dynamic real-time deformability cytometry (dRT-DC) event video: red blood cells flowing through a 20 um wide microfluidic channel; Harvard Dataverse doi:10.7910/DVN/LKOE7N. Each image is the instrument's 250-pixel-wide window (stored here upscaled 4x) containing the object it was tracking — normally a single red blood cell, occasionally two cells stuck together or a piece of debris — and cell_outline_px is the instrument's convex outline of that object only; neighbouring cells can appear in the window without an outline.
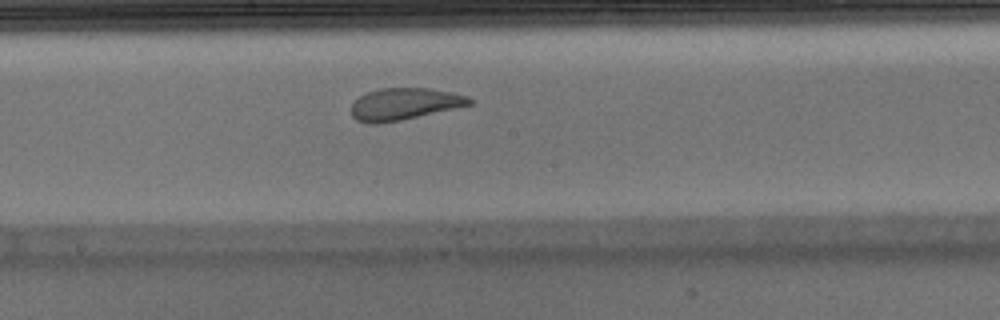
{"species": "Egyptian fruit bat (a non-hibernating species)", "species_latin": "Rousettus aegyptiacus", "temperature_condition": "warm", "stored_images_in_passage": 43, "camera_frame_rate_fps": 3000, "um_per_image_px": 0.085, "animal": {"sex": "male"}, "frame": {"image": 1, "passage_image": 19, "time_ms": 6.0, "image_size_px": [1000, 320], "cell_outline_px": [[472, 104], [400, 120], [376, 124], [368, 124], [356, 120], [352, 116], [352, 104], [360, 96], [368, 92], [380, 88], [428, 88], [452, 92], [468, 96], [472, 100]], "centroid_in_image_um": [34.34, 8.84], "position_along_channel_um": 213.9, "area_um2": 21.73}, "authors_computed_cell_mechanics": {"area_um2": 23.8714, "velocity_mm_per_s": 3.9456, "shape_relaxation_time_tau1_ms": 8.646, "shape_relaxation_time_tau2_ms": 1.2032, "deformation_change_tau1": 0.2564, "deformation_change_tau2": 0.072}}